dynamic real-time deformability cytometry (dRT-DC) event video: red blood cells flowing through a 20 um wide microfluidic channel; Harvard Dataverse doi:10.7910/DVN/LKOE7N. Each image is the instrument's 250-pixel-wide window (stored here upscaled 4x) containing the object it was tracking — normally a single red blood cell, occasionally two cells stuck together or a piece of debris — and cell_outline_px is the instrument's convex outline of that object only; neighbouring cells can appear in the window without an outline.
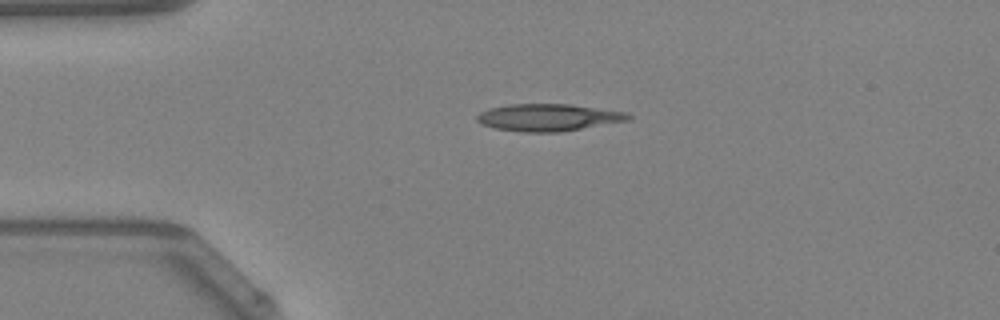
{"species": "Egyptian fruit bat (a non-hibernating species)", "species_latin": "Rousettus aegyptiacus", "temperature_condition": "warm", "stored_images_in_passage": 37, "camera_frame_rate_fps": 3000, "um_per_image_px": 0.085, "animal": {"sex": "female"}, "frame": {"image": 1, "passage_image": 1, "time_ms": 0.0, "image_size_px": [1000, 320], "cell_outline_px": [[632, 116], [628, 120], [560, 132], [524, 132], [496, 128], [480, 124], [476, 120], [476, 116], [480, 112], [488, 108], [508, 104], [568, 104], [628, 112]], "centroid_in_image_um": [46.57, 9.98], "position_along_channel_um": 38.4, "area_um2": 23.87}}
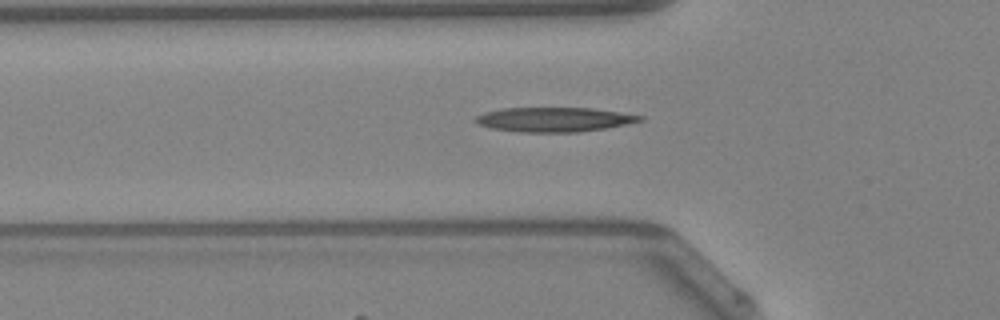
{"frame": {"image": 2, "passage_image": 6, "time_ms": 1.667, "image_size_px": [1000, 320], "cell_outline_px": [[644, 120], [628, 124], [604, 128], [576, 132], [520, 132], [492, 128], [480, 124], [472, 120], [476, 116], [484, 112], [504, 108], [592, 108], [620, 112], [644, 116]], "centroid_in_image_um": [47.11, 10.15], "position_along_channel_um": 78.7, "area_um2": 23.35}}
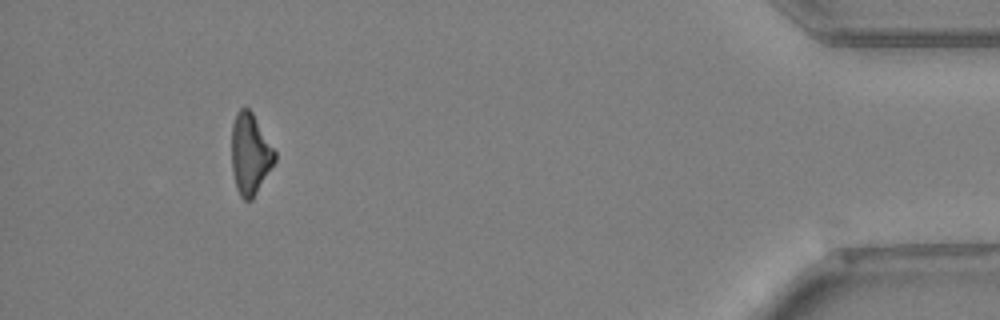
{"frame": {"image": 3, "passage_image": 34, "time_ms": 11.0, "image_size_px": [1000, 320], "cell_outline_px": [[276, 160], [252, 200], [244, 200], [240, 196], [236, 188], [232, 172], [232, 124], [236, 112], [240, 108], [248, 108], [252, 112], [276, 152]], "centroid_in_image_um": [21.25, 13.09], "position_along_channel_um": 413.9, "area_um2": 20.35}}